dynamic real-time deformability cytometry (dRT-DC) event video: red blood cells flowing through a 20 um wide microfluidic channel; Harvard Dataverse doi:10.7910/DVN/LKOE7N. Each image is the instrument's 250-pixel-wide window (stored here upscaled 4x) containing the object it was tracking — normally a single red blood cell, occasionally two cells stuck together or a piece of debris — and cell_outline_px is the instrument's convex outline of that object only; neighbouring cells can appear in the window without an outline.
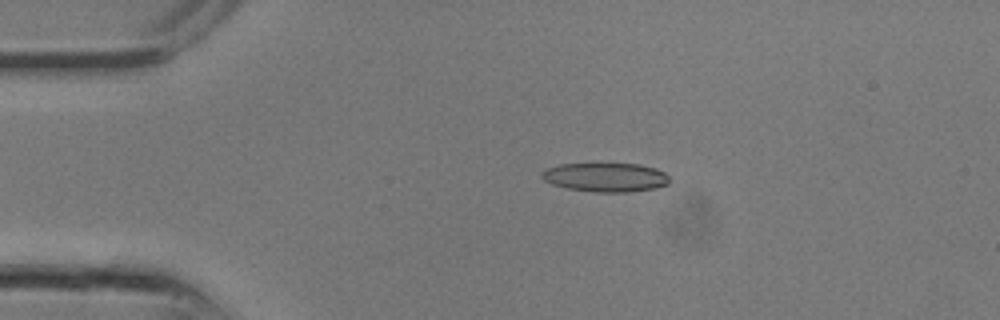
{"species": "common noctule bat (a hibernating species)", "species_latin": "Nyctalus noctula", "temperature_condition": "room temperature", "stored_images_in_passage": 14, "camera_frame_rate_fps": 3000, "um_per_image_px": 0.085, "animal": {"sex": "male", "body_mass_g": 13.3}, "frame": {"image": 1, "passage_image": 5, "time_ms": 1.333, "image_size_px": [1000, 320], "cell_outline_px": [[668, 184], [656, 188], [628, 192], [596, 192], [568, 188], [552, 184], [544, 180], [540, 176], [540, 172], [544, 168], [560, 164], [640, 164], [656, 168], [664, 172], [668, 176]], "centroid_in_image_um": [51.45, 15.06], "position_along_channel_um": 33.6, "area_um2": 21.62}}
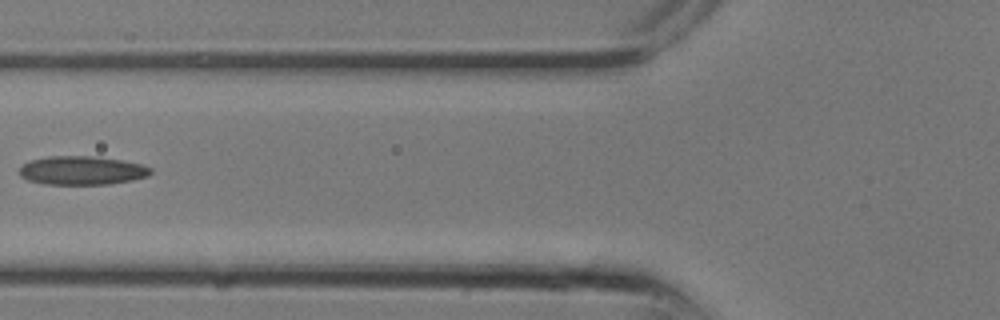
{"frame": {"image": 2, "passage_image": 10, "time_ms": 3.0, "image_size_px": [1000, 320], "cell_outline_px": [[152, 172], [148, 176], [132, 180], [108, 184], [44, 184], [28, 180], [20, 176], [20, 168], [28, 160], [48, 156], [96, 156], [144, 164], [152, 168]], "centroid_in_image_um": [6.98, 14.48], "position_along_channel_um": 118.8, "area_um2": 22.08}}
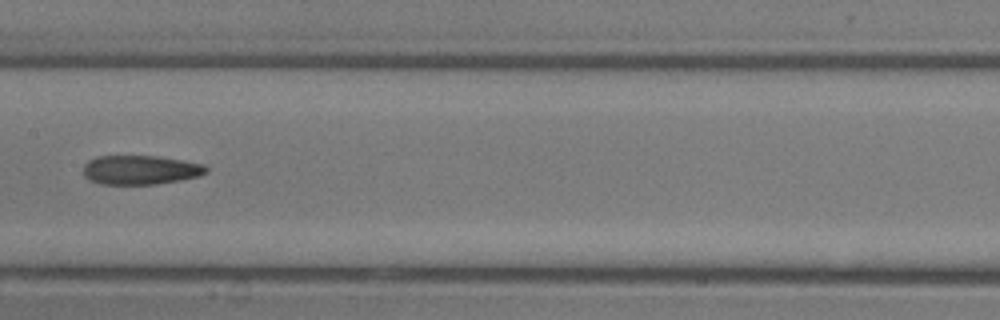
{"frame": {"image": 3, "passage_image": 13, "time_ms": 4.0, "image_size_px": [1000, 320], "cell_outline_px": [[208, 172], [200, 176], [180, 180], [156, 184], [100, 184], [88, 180], [84, 176], [84, 164], [88, 160], [96, 156], [156, 156], [204, 164], [208, 168]], "centroid_in_image_um": [11.92, 14.44], "position_along_channel_um": 195.5, "area_um2": 20.98}}